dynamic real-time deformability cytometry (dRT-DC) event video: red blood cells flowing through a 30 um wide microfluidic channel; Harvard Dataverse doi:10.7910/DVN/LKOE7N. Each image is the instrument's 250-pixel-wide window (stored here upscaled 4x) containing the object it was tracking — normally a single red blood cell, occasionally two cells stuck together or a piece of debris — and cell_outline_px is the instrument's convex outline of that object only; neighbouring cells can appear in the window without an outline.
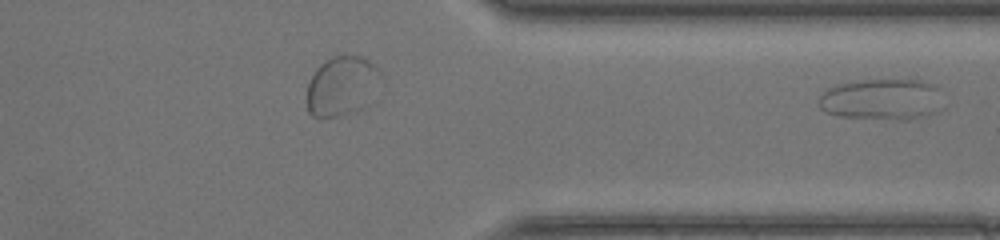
{"species": "common noctule bat (a hibernating species)", "species_latin": "Nyctalus noctula", "temperature_condition": "warm", "stored_images_in_passage": 23, "segment_of_instrument_passage": [2, 2], "camera_frame_rate_fps": 3000, "um_per_image_px": 0.085, "animal": {"sex": "female", "body_mass_g": 17.0, "forearm_length_mm": 48.0}, "frame": {"image": 1, "passage_image": 23, "time_ms": 7.333, "image_size_px": [1000, 240], "cell_outline_px": [[940, 88], [936, 112], [900, 120], [840, 116], [828, 112], [816, 100], [828, 88], [840, 84], [860, 80], [920, 80], [936, 84]], "centroid_in_image_um": [74.93, 8.42], "position_along_channel_um": 336.5, "area_um2": 29.19}}